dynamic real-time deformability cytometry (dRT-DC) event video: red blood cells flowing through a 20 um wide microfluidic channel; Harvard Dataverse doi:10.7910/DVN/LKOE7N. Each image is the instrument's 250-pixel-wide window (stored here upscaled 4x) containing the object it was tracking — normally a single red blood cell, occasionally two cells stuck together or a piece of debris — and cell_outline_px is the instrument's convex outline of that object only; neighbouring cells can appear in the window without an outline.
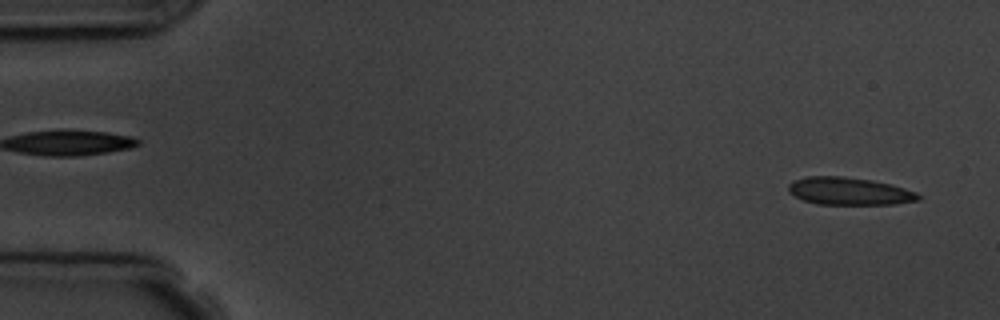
{"species": "common noctule bat (a hibernating species)", "species_latin": "Nyctalus noctula", "temperature_condition": "room temperature", "stored_images_in_passage": 5, "segment_of_instrument_passage": [2, 2], "camera_frame_rate_fps": 3000, "um_per_image_px": 0.085, "animal": {"sex": "male", "body_mass_g": 19.5, "forearm_length_mm": 54.6}, "frame": {"image": 1, "passage_image": 5, "time_ms": 5.667, "image_size_px": [1000, 320], "cell_outline_px": [[920, 200], [896, 204], [816, 204], [804, 200], [788, 192], [788, 184], [792, 180], [804, 176], [844, 176], [872, 180], [892, 184], [916, 192], [920, 196]], "centroid_in_image_um": [72.17, 16.24], "position_along_channel_um": 12.8, "area_um2": 21.04}}